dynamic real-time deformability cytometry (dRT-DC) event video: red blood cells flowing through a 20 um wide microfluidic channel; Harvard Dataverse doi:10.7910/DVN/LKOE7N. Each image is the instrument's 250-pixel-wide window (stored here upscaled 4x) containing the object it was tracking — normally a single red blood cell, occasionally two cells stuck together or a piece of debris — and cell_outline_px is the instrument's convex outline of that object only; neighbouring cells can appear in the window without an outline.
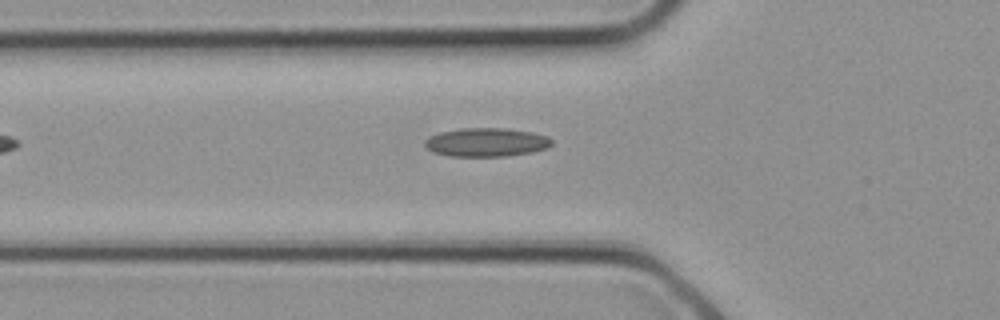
{"species": "common noctule bat (a hibernating species)", "species_latin": "Nyctalus noctula", "temperature_condition": "cold", "stored_images_in_passage": 5, "camera_frame_rate_fps": 3000, "um_per_image_px": 0.085, "animal": {"sex": "female", "body_mass_g": 21.9}, "frame": {"image": 1, "passage_image": 5, "time_ms": 1.333, "image_size_px": [1000, 320], "cell_outline_px": [[552, 144], [548, 148], [532, 152], [504, 156], [448, 156], [432, 152], [424, 144], [424, 140], [428, 136], [440, 132], [464, 128], [508, 128], [548, 136], [552, 140]], "centroid_in_image_um": [41.32, 12.09], "position_along_channel_um": 84.5, "area_um2": 21.21}}